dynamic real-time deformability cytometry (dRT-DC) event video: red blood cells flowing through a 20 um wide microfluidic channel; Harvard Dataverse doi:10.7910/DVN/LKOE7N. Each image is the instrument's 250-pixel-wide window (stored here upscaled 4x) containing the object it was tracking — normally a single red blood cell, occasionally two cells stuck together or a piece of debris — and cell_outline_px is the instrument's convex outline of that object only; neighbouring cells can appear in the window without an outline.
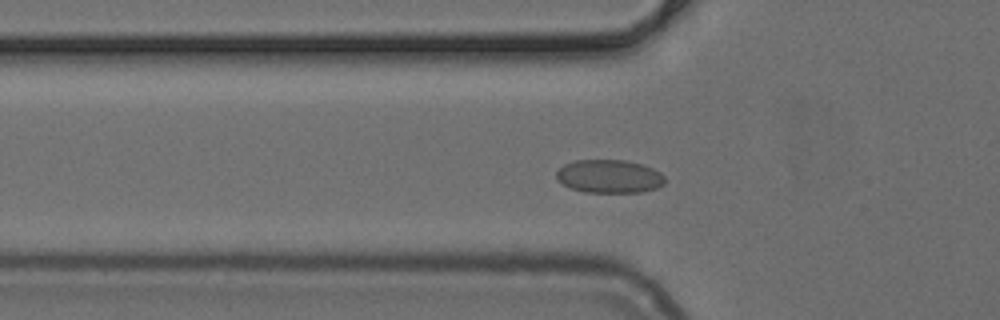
{"species": "common noctule bat (a hibernating species)", "species_latin": "Nyctalus noctula", "temperature_condition": "cold", "stored_images_in_passage": 36, "camera_frame_rate_fps": 3000, "um_per_image_px": 0.085, "animal": {"sex": "female", "body_mass_g": 24.6, "forearm_length_mm": 56.2}, "frame": {"image": 1, "passage_image": 2, "time_ms": 0.333, "image_size_px": [1000, 320], "cell_outline_px": [[668, 180], [664, 184], [656, 188], [640, 192], [584, 192], [572, 188], [564, 184], [556, 176], [556, 172], [564, 164], [576, 160], [624, 160], [644, 164], [660, 172]], "centroid_in_image_um": [51.84, 14.98], "position_along_channel_um": 74.0, "area_um2": 21.04}}
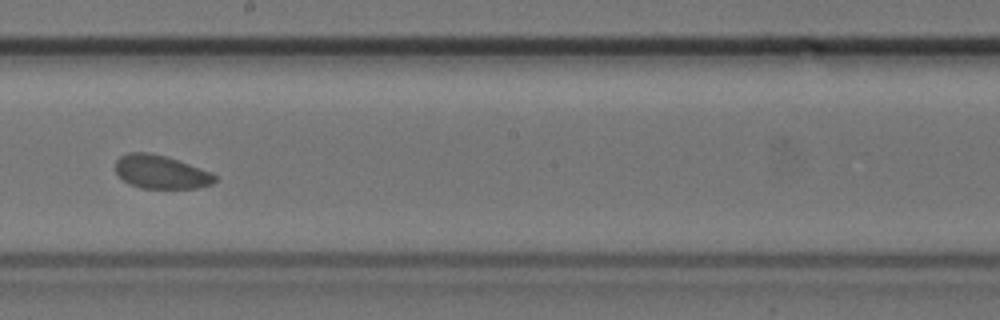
{"frame": {"image": 2, "passage_image": 14, "time_ms": 4.333, "image_size_px": [1000, 320], "cell_outline_px": [[216, 180], [212, 184], [196, 188], [140, 188], [128, 184], [116, 172], [116, 160], [120, 156], [128, 152], [148, 152], [164, 156], [212, 172], [216, 176]], "centroid_in_image_um": [13.66, 14.62], "position_along_channel_um": 234.5, "area_um2": 19.25}}
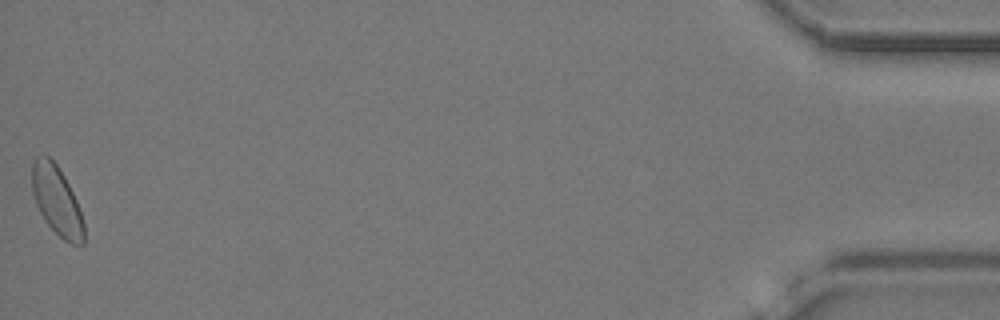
{"frame": {"image": 3, "passage_image": 36, "time_ms": 11.667, "image_size_px": [1000, 320], "cell_outline_px": [[84, 244], [80, 248], [64, 240], [44, 220], [36, 204], [32, 192], [32, 160], [36, 156], [48, 156], [56, 164], [64, 176], [76, 200], [84, 224]], "centroid_in_image_um": [4.83, 17.08], "position_along_channel_um": 430.4, "area_um2": 20.81}}